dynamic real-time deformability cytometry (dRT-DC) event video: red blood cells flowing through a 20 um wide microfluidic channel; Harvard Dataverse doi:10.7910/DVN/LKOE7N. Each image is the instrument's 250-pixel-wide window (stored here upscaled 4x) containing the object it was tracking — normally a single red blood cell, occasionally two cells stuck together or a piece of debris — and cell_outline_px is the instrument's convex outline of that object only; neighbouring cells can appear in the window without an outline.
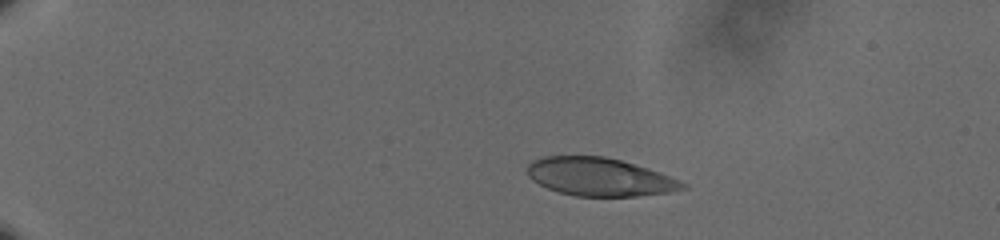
{"species": "human", "species_latin": "Homo sapiens", "temperature_condition": "cold", "stored_images_in_passage": 47, "camera_frame_rate_fps": 3000, "um_per_image_px": 0.085, "donor": {"sex": "male"}, "frame": {"image": 1, "passage_image": 1, "time_ms": 0.0, "image_size_px": [1000, 240], "cell_outline_px": [[688, 188], [668, 192], [636, 196], [576, 196], [560, 192], [548, 188], [532, 180], [528, 176], [528, 164], [532, 160], [544, 156], [604, 156], [620, 160], [648, 168], [660, 172], [680, 180], [688, 184]], "centroid_in_image_um": [50.98, 15.03], "position_along_channel_um": 34.0, "area_um2": 34.45}}
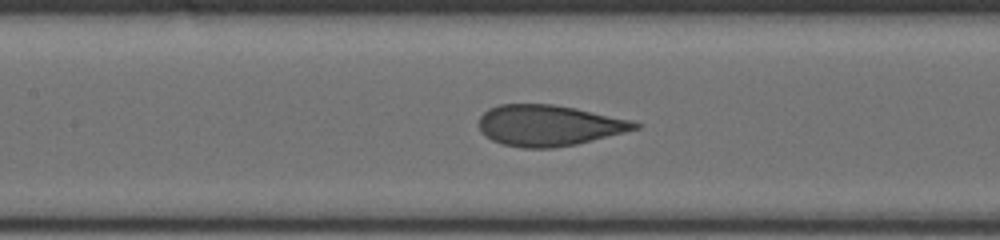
{"frame": {"image": 2, "passage_image": 19, "time_ms": 6.0, "image_size_px": [1000, 240], "cell_outline_px": [[644, 124], [640, 128], [576, 144], [552, 148], [520, 148], [500, 144], [484, 136], [480, 132], [480, 116], [488, 108], [500, 104], [552, 104], [576, 108], [632, 120]], "centroid_in_image_um": [46.64, 10.66], "position_along_channel_um": 160.8, "area_um2": 37.4}}
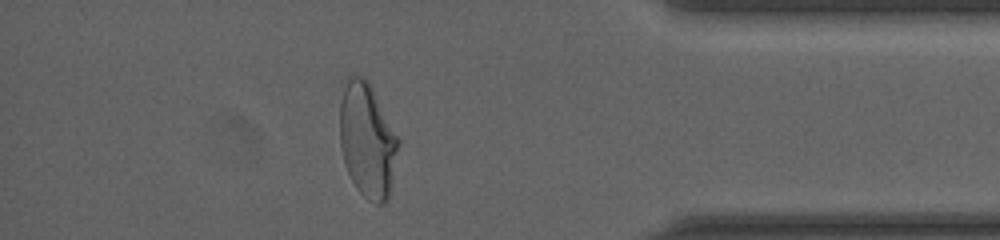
{"frame": {"image": 3, "passage_image": 41, "time_ms": 13.333, "image_size_px": [1000, 240], "cell_outline_px": [[400, 144], [392, 184], [388, 200], [384, 204], [376, 204], [368, 200], [356, 188], [344, 164], [340, 148], [340, 104], [344, 88], [348, 76], [360, 76], [368, 80], [400, 140]], "centroid_in_image_um": [31.24, 11.96], "position_along_channel_um": 404.0, "area_um2": 39.25}, "authors_computed_cell_mechanics": {"area_um2": 37.3966, "velocity_mm_per_s": 3.6109, "shape_relaxation_time_tau1_ms": 5.8557, "shape_relaxation_time_tau2_ms": 0.7118, "deformation_change_tau1": 0.1719, "deformation_change_tau2": 0.0711}}